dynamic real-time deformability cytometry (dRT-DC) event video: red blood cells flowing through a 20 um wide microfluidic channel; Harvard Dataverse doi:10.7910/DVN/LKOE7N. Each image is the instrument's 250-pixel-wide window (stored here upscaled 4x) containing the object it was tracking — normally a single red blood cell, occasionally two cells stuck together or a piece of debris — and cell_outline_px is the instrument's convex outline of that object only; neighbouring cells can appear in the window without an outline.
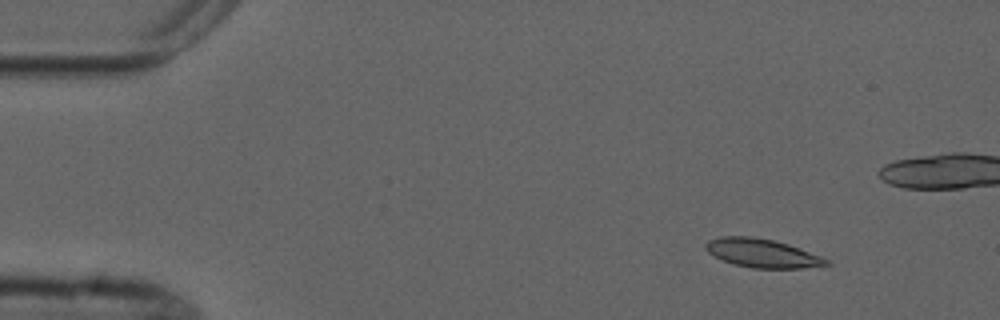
{"species": "common noctule bat (a hibernating species)", "species_latin": "Nyctalus noctula", "temperature_condition": "cold", "stored_images_in_passage": 5, "camera_frame_rate_fps": 3000, "um_per_image_px": 0.085, "animal": {"sex": "male", "forearm_length_mm": 52.5}, "frame": {"image": 1, "passage_image": 1, "time_ms": 0.0, "image_size_px": [1000, 320], "cell_outline_px": [[832, 264], [800, 268], [752, 268], [736, 264], [724, 260], [708, 252], [704, 248], [704, 244], [708, 240], [720, 236], [752, 236], [772, 240], [788, 244], [820, 256], [828, 260]], "centroid_in_image_um": [64.76, 21.51], "position_along_channel_um": 20.2, "area_um2": 19.88}}